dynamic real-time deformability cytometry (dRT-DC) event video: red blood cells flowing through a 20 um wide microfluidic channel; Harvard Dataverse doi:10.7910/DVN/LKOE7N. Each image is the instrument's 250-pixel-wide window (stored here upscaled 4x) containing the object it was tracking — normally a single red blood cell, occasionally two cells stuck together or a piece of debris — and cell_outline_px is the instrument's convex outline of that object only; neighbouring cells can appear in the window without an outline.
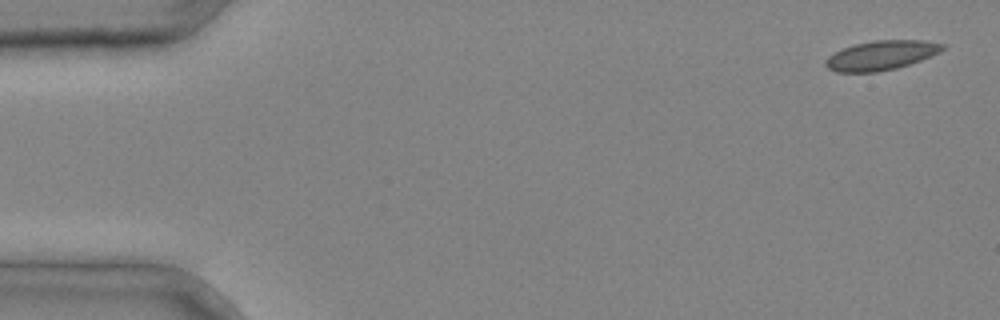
{"species": "common noctule bat (a hibernating species)", "species_latin": "Nyctalus noctula", "temperature_condition": "cold", "stored_images_in_passage": 4, "camera_frame_rate_fps": 3000, "um_per_image_px": 0.085, "animal": {"sex": "male", "body_mass_g": 20.4}, "frame": {"image": 1, "passage_image": 1, "time_ms": 0.0, "image_size_px": [1000, 320], "cell_outline_px": [[948, 44], [940, 52], [920, 60], [896, 68], [876, 72], [836, 72], [828, 68], [824, 64], [824, 60], [828, 56], [844, 48], [856, 44], [872, 40], [924, 40]], "centroid_in_image_um": [74.91, 4.69], "position_along_channel_um": 10.1, "area_um2": 20.0}}
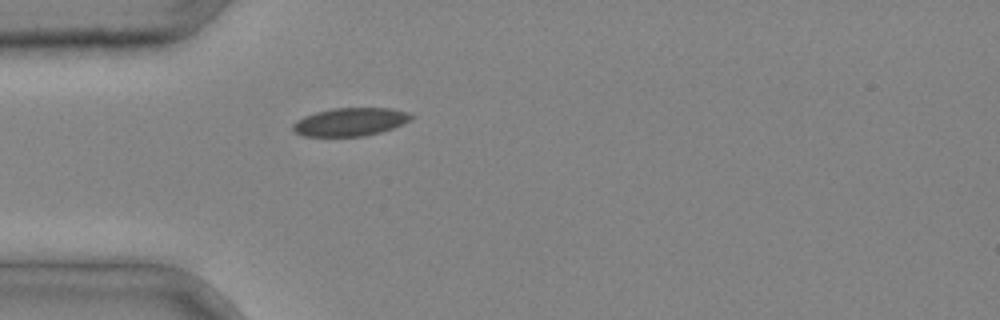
{"frame": {"image": 2, "passage_image": 4, "time_ms": 1.0, "image_size_px": [1000, 320], "cell_outline_px": [[416, 116], [412, 120], [392, 128], [380, 132], [364, 136], [304, 136], [296, 132], [292, 128], [292, 124], [296, 120], [304, 116], [316, 112], [332, 108], [392, 108], [408, 112]], "centroid_in_image_um": [29.8, 10.35], "position_along_channel_um": 55.2, "area_um2": 19.48}}